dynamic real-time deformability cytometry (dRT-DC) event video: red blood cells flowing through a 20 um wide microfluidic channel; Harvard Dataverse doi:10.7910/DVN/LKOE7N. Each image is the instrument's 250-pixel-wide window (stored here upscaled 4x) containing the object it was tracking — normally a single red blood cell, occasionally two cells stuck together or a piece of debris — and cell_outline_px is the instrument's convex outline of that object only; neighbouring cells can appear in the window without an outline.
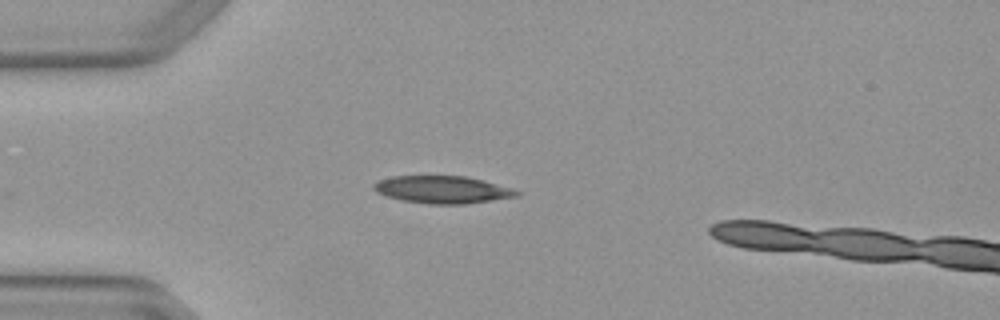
{"species": "Egyptian fruit bat (a non-hibernating species)", "species_latin": "Rousettus aegyptiacus", "temperature_condition": "warm", "stored_images_in_passage": 1, "camera_frame_rate_fps": 3000, "um_per_image_px": 0.085, "animal": {"sex": "female"}, "frame": {"image": 1, "passage_image": 1, "time_ms": 0.0, "image_size_px": [1000, 320], "cell_outline_px": [[520, 196], [464, 204], [428, 204], [400, 200], [376, 192], [372, 188], [372, 184], [380, 180], [392, 176], [468, 176], [484, 180], [512, 188], [520, 192]], "centroid_in_image_um": [37.62, 16.11], "position_along_channel_um": 47.4, "area_um2": 22.95}}